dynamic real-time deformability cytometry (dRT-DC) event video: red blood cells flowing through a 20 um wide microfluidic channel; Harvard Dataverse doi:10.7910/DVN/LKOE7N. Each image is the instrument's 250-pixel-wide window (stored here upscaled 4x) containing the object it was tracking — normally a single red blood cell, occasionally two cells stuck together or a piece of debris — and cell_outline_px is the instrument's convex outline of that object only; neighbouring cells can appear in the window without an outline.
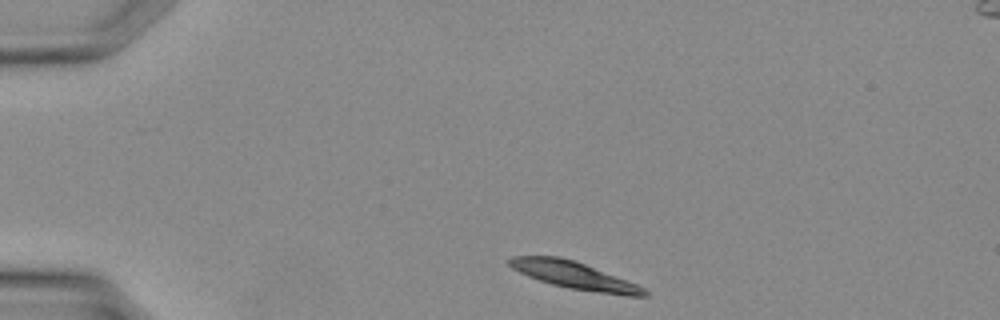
{"species": "Egyptian fruit bat (a non-hibernating species)", "species_latin": "Rousettus aegyptiacus", "temperature_condition": "warm", "stored_images_in_passage": 31, "camera_frame_rate_fps": 3000, "um_per_image_px": 0.085, "animal": {"sex": "female"}, "frame": {"image": 1, "passage_image": 1, "time_ms": 0.0, "image_size_px": [1000, 320], "cell_outline_px": [[648, 296], [628, 296], [572, 288], [552, 284], [528, 276], [512, 268], [508, 264], [508, 260], [512, 256], [560, 256], [576, 260], [636, 284], [644, 288], [648, 292]], "centroid_in_image_um": [48.8, 23.38], "position_along_channel_um": 36.2, "area_um2": 21.04}}
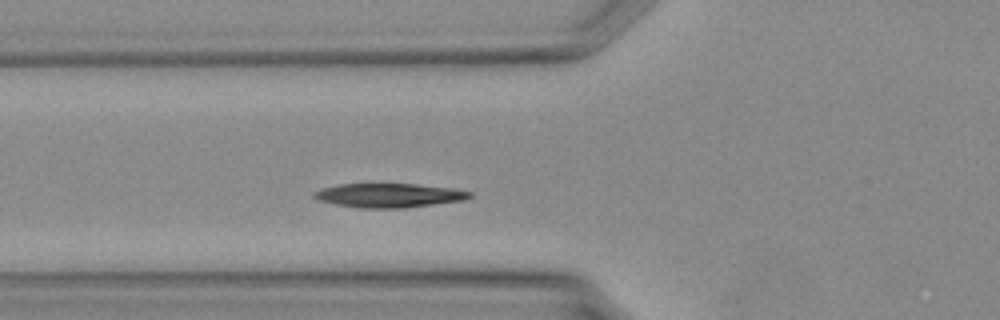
{"frame": {"image": 2, "passage_image": 7, "time_ms": 2.0, "image_size_px": [1000, 320], "cell_outline_px": [[472, 196], [464, 200], [404, 208], [360, 208], [336, 204], [320, 200], [312, 196], [316, 192], [324, 188], [340, 184], [416, 184], [456, 188], [472, 192]], "centroid_in_image_um": [33.14, 16.6], "position_along_channel_um": 92.7, "area_um2": 21.68}}
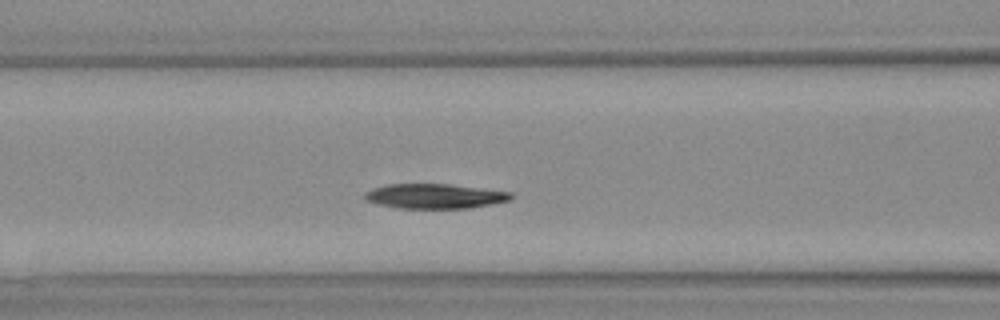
{"frame": {"image": 3, "passage_image": 9, "time_ms": 2.667, "image_size_px": [1000, 320], "cell_outline_px": [[512, 200], [492, 204], [468, 208], [400, 208], [380, 204], [368, 200], [364, 196], [364, 192], [372, 188], [388, 184], [448, 184], [512, 192]], "centroid_in_image_um": [36.98, 16.67], "position_along_channel_um": 129.6, "area_um2": 20.92}}